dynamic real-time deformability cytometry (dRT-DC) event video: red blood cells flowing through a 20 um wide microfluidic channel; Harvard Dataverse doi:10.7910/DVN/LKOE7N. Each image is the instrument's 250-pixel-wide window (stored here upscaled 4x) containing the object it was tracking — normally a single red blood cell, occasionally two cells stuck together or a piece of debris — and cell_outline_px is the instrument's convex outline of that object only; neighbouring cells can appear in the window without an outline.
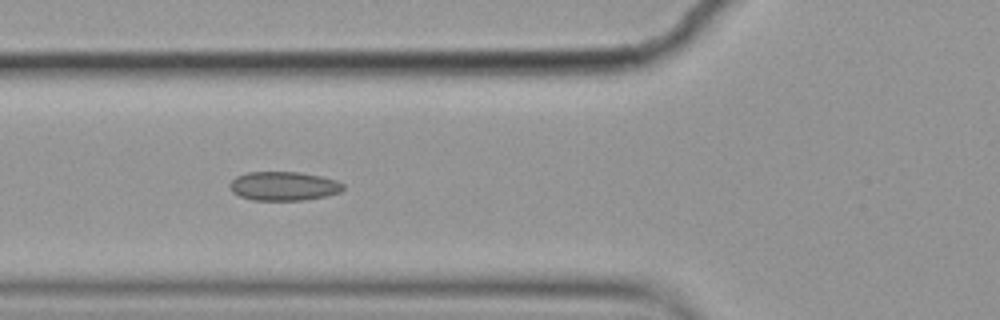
{"species": "common noctule bat (a hibernating species)", "species_latin": "Nyctalus noctula", "temperature_condition": "cold", "stored_images_in_passage": 15, "camera_frame_rate_fps": 3000, "um_per_image_px": 0.085, "animal": {"sex": "female", "body_mass_g": 19.9}, "frame": {"image": 1, "passage_image": 5, "time_ms": 1.333, "image_size_px": [1000, 320], "cell_outline_px": [[344, 188], [340, 192], [324, 196], [304, 200], [252, 200], [240, 196], [232, 192], [228, 184], [236, 176], [248, 172], [300, 172], [320, 176], [336, 180], [344, 184]], "centroid_in_image_um": [24.09, 15.81], "position_along_channel_um": 101.7, "area_um2": 19.13}}
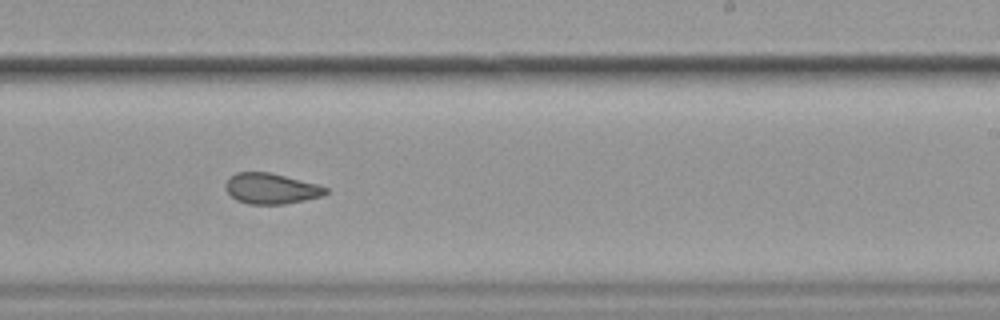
{"frame": {"image": 2, "passage_image": 9, "time_ms": 2.667, "image_size_px": [1000, 320], "cell_outline_px": [[328, 192], [324, 196], [284, 204], [248, 204], [236, 200], [224, 188], [224, 184], [236, 172], [268, 172], [316, 184], [328, 188]], "centroid_in_image_um": [23.04, 16.04], "position_along_channel_um": 266.0, "area_um2": 17.74}}
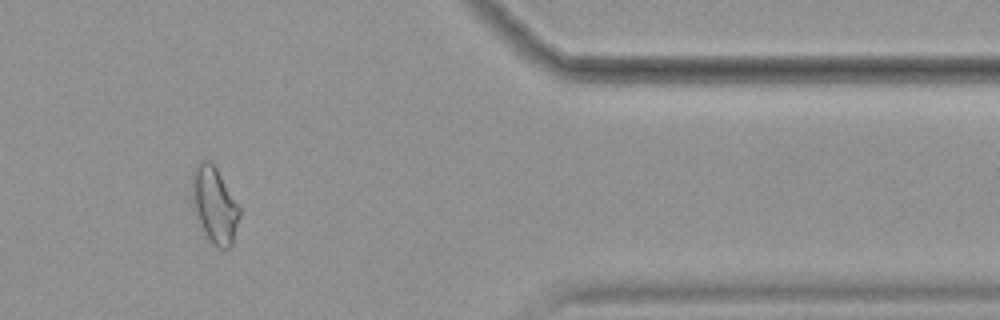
{"frame": {"image": 3, "passage_image": 12, "time_ms": 3.667, "image_size_px": [1000, 320], "cell_outline_px": [[240, 216], [232, 244], [228, 248], [220, 248], [208, 236], [196, 212], [192, 184], [192, 172], [196, 164], [200, 160], [208, 160], [216, 168], [240, 204]], "centroid_in_image_um": [18.29, 17.35], "position_along_channel_um": 393.1, "area_um2": 20.35}}